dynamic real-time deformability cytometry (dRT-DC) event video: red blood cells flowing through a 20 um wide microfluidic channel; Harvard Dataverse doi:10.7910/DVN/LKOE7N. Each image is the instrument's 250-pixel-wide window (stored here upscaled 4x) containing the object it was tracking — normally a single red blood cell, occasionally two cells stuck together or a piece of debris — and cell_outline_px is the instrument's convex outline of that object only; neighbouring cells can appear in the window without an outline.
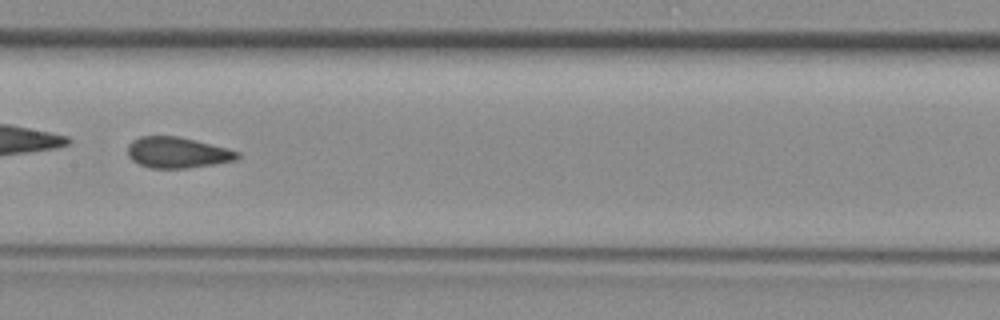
{"species": "common noctule bat (a hibernating species)", "species_latin": "Nyctalus noctula", "temperature_condition": "room temperature", "stored_images_in_passage": 31, "camera_frame_rate_fps": 3000, "um_per_image_px": 0.085, "animal": {"sex": "female", "body_mass_g": 29.2, "forearm_length_mm": 56.3}, "frame": {"image": 1, "passage_image": 10, "time_ms": 3.0, "image_size_px": [1000, 320], "cell_outline_px": [[240, 156], [236, 160], [216, 164], [184, 168], [148, 168], [132, 160], [128, 156], [128, 144], [132, 140], [140, 136], [176, 136], [196, 140], [228, 148], [240, 152]], "centroid_in_image_um": [15.08, 12.96], "position_along_channel_um": 192.3, "area_um2": 19.88}}